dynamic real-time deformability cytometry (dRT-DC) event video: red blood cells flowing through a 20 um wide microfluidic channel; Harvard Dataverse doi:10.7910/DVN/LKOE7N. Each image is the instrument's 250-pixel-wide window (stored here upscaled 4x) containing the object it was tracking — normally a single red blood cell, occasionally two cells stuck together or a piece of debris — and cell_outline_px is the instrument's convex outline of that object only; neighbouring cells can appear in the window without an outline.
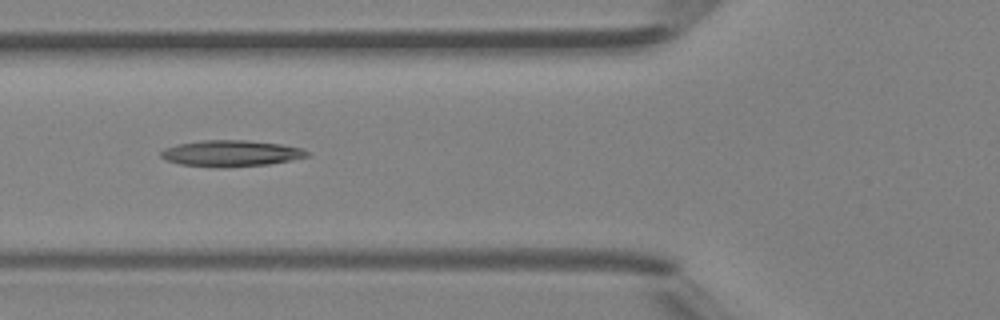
{"species": "Egyptian fruit bat (a non-hibernating species)", "species_latin": "Rousettus aegyptiacus", "temperature_condition": "room temperature", "stored_images_in_passage": 41, "camera_frame_rate_fps": 3000, "um_per_image_px": 0.085, "animal": {"sex": "female"}, "frame": {"image": 1, "passage_image": 12, "time_ms": 3.667, "image_size_px": [1000, 320], "cell_outline_px": [[312, 156], [268, 164], [224, 168], [216, 168], [180, 164], [168, 160], [160, 156], [160, 152], [164, 148], [176, 144], [200, 140], [248, 140], [280, 144], [300, 148], [308, 152]], "centroid_in_image_um": [19.61, 13.04], "position_along_channel_um": 106.2, "area_um2": 22.48}}
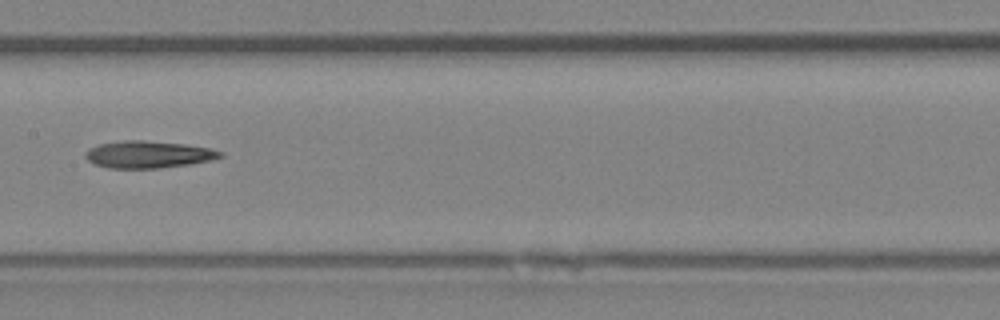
{"frame": {"image": 2, "passage_image": 18, "time_ms": 5.667, "image_size_px": [1000, 320], "cell_outline_px": [[224, 156], [212, 160], [188, 164], [156, 168], [108, 168], [96, 164], [88, 160], [84, 156], [84, 152], [88, 148], [100, 144], [124, 140], [144, 140], [184, 144], [212, 148], [224, 152]], "centroid_in_image_um": [12.62, 13.12], "position_along_channel_um": 194.8, "area_um2": 21.33}, "authors_computed_cell_mechanics": {"area_um2": 21.4438, "velocity_mm_per_s": 4.4426, "shape_relaxation_time_tau1_ms": 10.2222, "shape_relaxation_time_tau2_ms": null, "deformation_change_tau1": 0.215, "deformation_change_tau2": null}}